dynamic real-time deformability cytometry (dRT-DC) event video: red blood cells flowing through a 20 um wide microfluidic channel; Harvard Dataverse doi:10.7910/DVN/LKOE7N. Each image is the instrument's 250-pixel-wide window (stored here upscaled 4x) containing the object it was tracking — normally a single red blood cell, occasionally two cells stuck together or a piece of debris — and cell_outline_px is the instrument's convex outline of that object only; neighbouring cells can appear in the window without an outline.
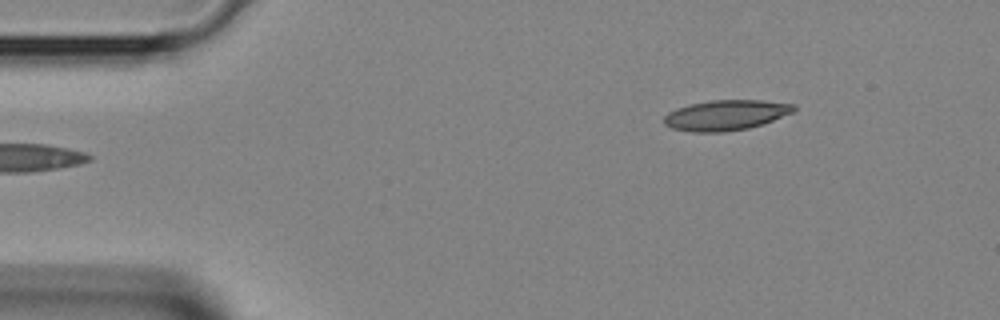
{"species": "Egyptian fruit bat (a non-hibernating species)", "species_latin": "Rousettus aegyptiacus", "temperature_condition": "room temperature", "stored_images_in_passage": 2, "camera_frame_rate_fps": 3000, "um_per_image_px": 0.085, "animal": {"sex": "female"}, "frame": {"image": 1, "passage_image": 2, "time_ms": 0.333, "image_size_px": [1000, 320], "cell_outline_px": [[796, 108], [792, 112], [764, 124], [748, 128], [724, 132], [692, 132], [672, 128], [664, 124], [664, 116], [668, 112], [676, 108], [692, 104], [712, 100], [760, 100], [796, 104]], "centroid_in_image_um": [61.7, 9.79], "position_along_channel_um": 23.3, "area_um2": 22.89}}